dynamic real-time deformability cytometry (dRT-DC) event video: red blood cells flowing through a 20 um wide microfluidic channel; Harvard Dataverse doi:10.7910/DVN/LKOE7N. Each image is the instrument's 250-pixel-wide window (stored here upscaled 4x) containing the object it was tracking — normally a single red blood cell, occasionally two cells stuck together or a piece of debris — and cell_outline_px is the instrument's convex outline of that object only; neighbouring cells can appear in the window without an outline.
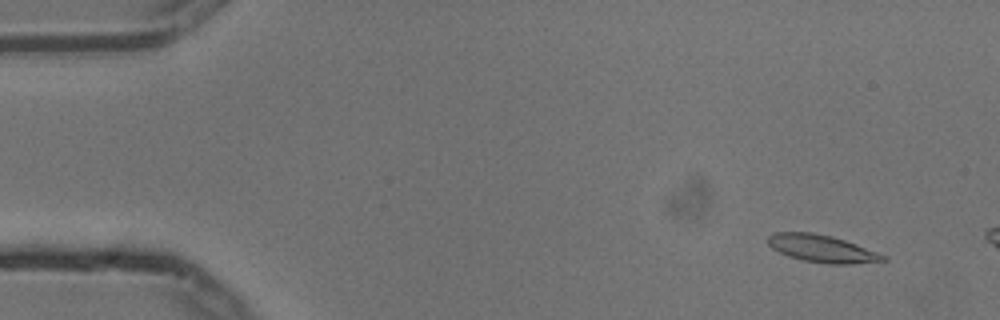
{"species": "common noctule bat (a hibernating species)", "species_latin": "Nyctalus noctula", "temperature_condition": "cold", "stored_images_in_passage": 15, "camera_frame_rate_fps": 3000, "um_per_image_px": 0.085, "animal": {"sex": "male", "body_mass_g": 13.3}, "frame": {"image": 1, "passage_image": 5, "time_ms": 1.333, "image_size_px": [1000, 320], "cell_outline_px": [[888, 260], [852, 264], [828, 264], [804, 260], [788, 256], [772, 248], [768, 244], [768, 236], [772, 232], [812, 232], [832, 236], [856, 244], [876, 252], [884, 256]], "centroid_in_image_um": [69.82, 21.12], "position_along_channel_um": 15.2, "area_um2": 18.21}}